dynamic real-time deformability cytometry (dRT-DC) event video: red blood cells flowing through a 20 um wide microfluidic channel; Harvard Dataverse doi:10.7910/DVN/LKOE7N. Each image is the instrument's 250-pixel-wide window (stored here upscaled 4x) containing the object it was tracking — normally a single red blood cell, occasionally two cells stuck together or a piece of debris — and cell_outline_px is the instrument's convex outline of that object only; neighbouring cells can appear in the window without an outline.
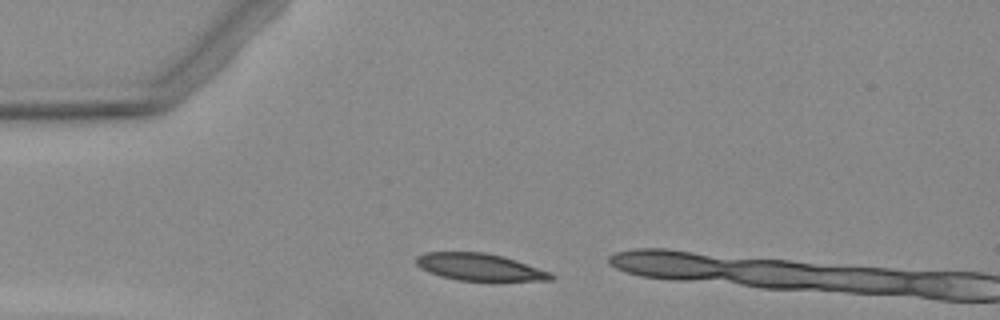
{"species": "Egyptian fruit bat (a non-hibernating species)", "species_latin": "Rousettus aegyptiacus", "temperature_condition": "warm", "stored_images_in_passage": 2, "camera_frame_rate_fps": 3000, "um_per_image_px": 0.085, "animal": {"sex": "female"}, "frame": {"image": 1, "passage_image": 1, "time_ms": 0.0, "image_size_px": [1000, 320], "cell_outline_px": [[556, 276], [552, 280], [456, 280], [440, 276], [428, 272], [420, 268], [416, 264], [416, 256], [424, 252], [484, 252], [516, 260], [552, 272]], "centroid_in_image_um": [40.74, 22.69], "position_along_channel_um": 44.3, "area_um2": 21.21}}